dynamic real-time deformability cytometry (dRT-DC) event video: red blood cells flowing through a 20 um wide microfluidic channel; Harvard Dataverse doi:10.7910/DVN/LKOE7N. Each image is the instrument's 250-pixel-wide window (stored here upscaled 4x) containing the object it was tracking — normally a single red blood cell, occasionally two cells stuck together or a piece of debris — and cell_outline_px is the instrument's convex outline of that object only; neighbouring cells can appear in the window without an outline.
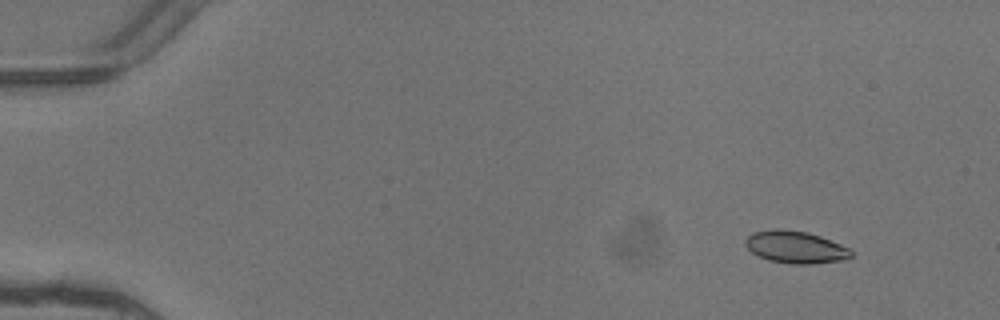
{"species": "common noctule bat (a hibernating species)", "species_latin": "Nyctalus noctula", "temperature_condition": "warm", "stored_images_in_passage": 5, "camera_frame_rate_fps": 3000, "um_per_image_px": 0.085, "animal": {"sex": "female"}, "frame": {"image": 1, "passage_image": 2, "time_ms": 0.333, "image_size_px": [1000, 320], "cell_outline_px": [[852, 256], [848, 260], [812, 264], [792, 264], [768, 260], [752, 252], [744, 244], [744, 240], [752, 232], [776, 228], [780, 228], [808, 232], [820, 236], [840, 244], [848, 248], [852, 252]], "centroid_in_image_um": [67.62, 21.0], "position_along_channel_um": 17.4, "area_um2": 20.06}}
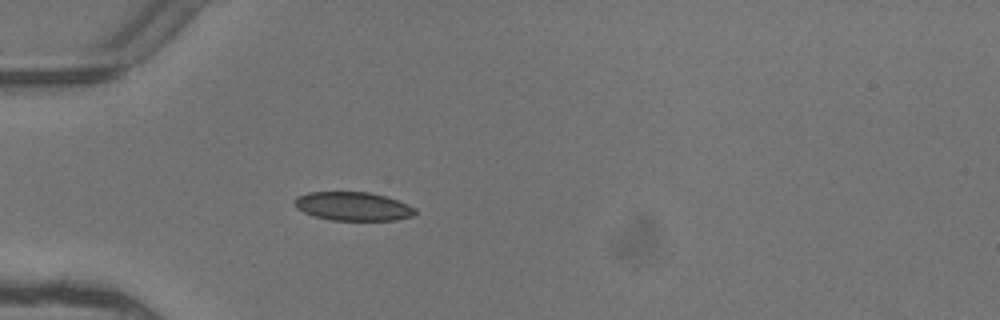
{"frame": {"image": 2, "passage_image": 5, "time_ms": 1.333, "image_size_px": [1000, 320], "cell_outline_px": [[416, 212], [412, 216], [396, 220], [332, 220], [312, 216], [296, 208], [292, 200], [296, 196], [308, 192], [368, 192], [384, 196], [408, 204], [416, 208]], "centroid_in_image_um": [29.96, 17.53], "position_along_channel_um": 55.0, "area_um2": 20.23}}